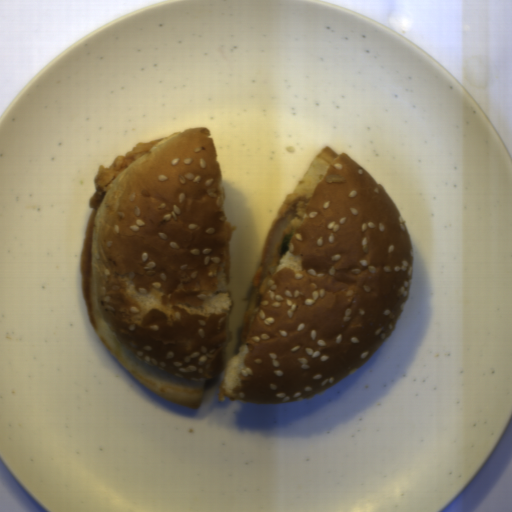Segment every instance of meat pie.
I'll return each instance as SVG.
<instances>
[{
  "mask_svg": "<svg viewBox=\"0 0 512 512\" xmlns=\"http://www.w3.org/2000/svg\"><path fill=\"white\" fill-rule=\"evenodd\" d=\"M309 197L302 191H293L277 209L266 237L260 262L254 271L245 298L246 305L242 319L239 340L243 342L250 334L258 317L259 306L266 293L267 285L278 270L282 256L281 242L294 233L303 220Z\"/></svg>",
  "mask_w": 512,
  "mask_h": 512,
  "instance_id": "meat-pie-1",
  "label": "meat pie"
},
{
  "mask_svg": "<svg viewBox=\"0 0 512 512\" xmlns=\"http://www.w3.org/2000/svg\"><path fill=\"white\" fill-rule=\"evenodd\" d=\"M161 140L162 139L151 142L139 141L131 151H128L125 155L116 157L108 168H105L104 164L99 166V171L94 179L96 191L89 199V208L96 210L101 207L102 200L116 177L128 166L149 153Z\"/></svg>",
  "mask_w": 512,
  "mask_h": 512,
  "instance_id": "meat-pie-2",
  "label": "meat pie"
}]
</instances>
